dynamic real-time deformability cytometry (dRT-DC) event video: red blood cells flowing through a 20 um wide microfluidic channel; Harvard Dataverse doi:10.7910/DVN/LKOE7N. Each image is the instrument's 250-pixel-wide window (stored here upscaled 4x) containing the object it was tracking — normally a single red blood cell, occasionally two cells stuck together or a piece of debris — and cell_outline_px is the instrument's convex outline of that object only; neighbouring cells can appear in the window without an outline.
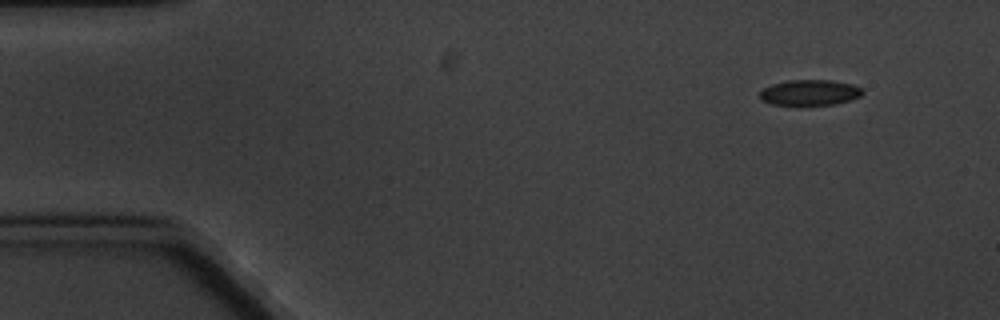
{"species": "common noctule bat (a hibernating species)", "species_latin": "Nyctalus noctula", "temperature_condition": "cold", "stored_images_in_passage": 5, "segment_of_instrument_passage": [1, 2], "camera_frame_rate_fps": 3000, "um_per_image_px": 0.085, "animal": {"sex": "male", "body_mass_g": 20.1, "forearm_length_mm": 53.5}, "frame": {"image": 1, "passage_image": 1, "time_ms": 0.0, "image_size_px": [1000, 320], "cell_outline_px": [[864, 92], [860, 96], [852, 100], [836, 104], [772, 104], [760, 100], [760, 92], [764, 88], [772, 84], [788, 80], [832, 80], [856, 84], [864, 88]], "centroid_in_image_um": [68.9, 7.85], "position_along_channel_um": 16.1, "area_um2": 15.43}}
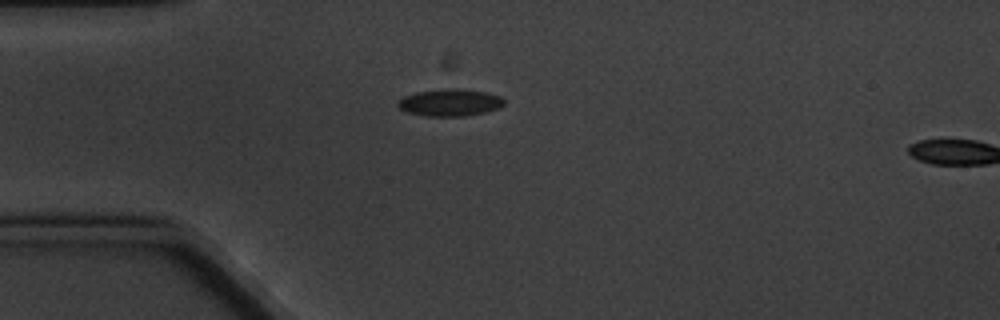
{"frame": {"image": 2, "passage_image": 4, "time_ms": 3.333, "image_size_px": [1000, 320], "cell_outline_px": [[504, 104], [500, 108], [488, 112], [464, 116], [424, 116], [408, 112], [400, 108], [396, 104], [404, 96], [416, 92], [448, 88], [456, 88], [484, 92], [500, 96], [504, 100]], "centroid_in_image_um": [38.27, 8.72], "position_along_channel_um": 46.7, "area_um2": 16.76}}